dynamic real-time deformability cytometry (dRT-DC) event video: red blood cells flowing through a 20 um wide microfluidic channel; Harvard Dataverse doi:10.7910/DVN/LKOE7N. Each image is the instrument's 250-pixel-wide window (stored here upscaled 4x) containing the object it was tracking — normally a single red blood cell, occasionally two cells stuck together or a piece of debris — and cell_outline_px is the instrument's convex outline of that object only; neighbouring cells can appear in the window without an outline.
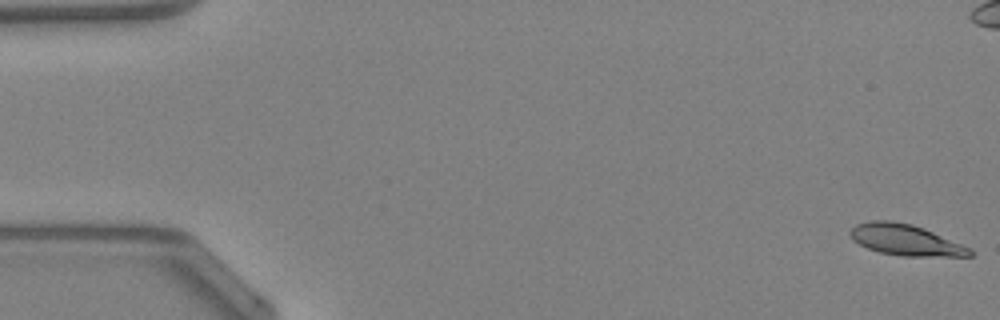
{"species": "Egyptian fruit bat (a non-hibernating species)", "species_latin": "Rousettus aegyptiacus", "temperature_condition": "warm", "stored_images_in_passage": 13, "camera_frame_rate_fps": 3000, "um_per_image_px": 0.085, "animal": {"sex": "female"}, "frame": {"image": 1, "passage_image": 1, "time_ms": 0.0, "image_size_px": [1000, 320], "cell_outline_px": [[972, 256], [900, 256], [880, 252], [868, 248], [852, 240], [848, 232], [856, 224], [872, 220], [892, 220], [912, 224], [924, 228], [960, 244], [968, 248], [972, 252]], "centroid_in_image_um": [76.9, 20.38], "position_along_channel_um": 8.1, "area_um2": 21.44}}